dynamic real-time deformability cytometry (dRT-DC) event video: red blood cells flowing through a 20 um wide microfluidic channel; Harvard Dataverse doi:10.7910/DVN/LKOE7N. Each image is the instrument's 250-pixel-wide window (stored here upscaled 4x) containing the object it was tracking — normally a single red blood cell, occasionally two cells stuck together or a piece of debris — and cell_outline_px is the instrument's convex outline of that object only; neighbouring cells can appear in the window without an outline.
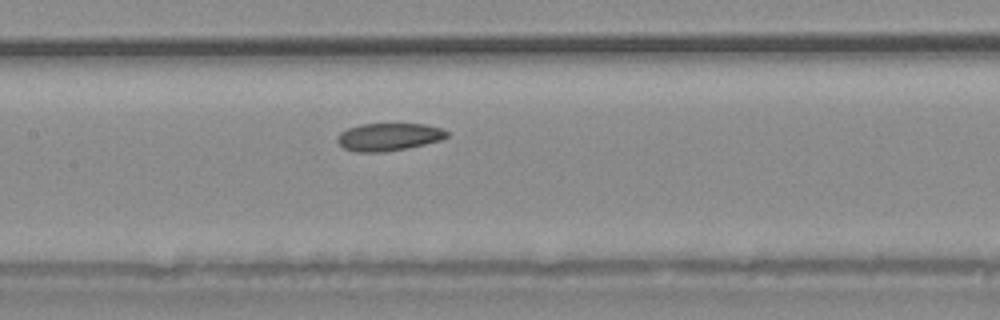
{"species": "common noctule bat (a hibernating species)", "species_latin": "Nyctalus noctula", "temperature_condition": "warm", "stored_images_in_passage": 36, "camera_frame_rate_fps": 3000, "um_per_image_px": 0.085, "animal": {"sex": "male", "body_mass_g": 20.4}, "frame": {"image": 1, "passage_image": 16, "time_ms": 5.0, "image_size_px": [1000, 320], "cell_outline_px": [[448, 136], [440, 140], [408, 148], [380, 152], [356, 152], [344, 148], [336, 140], [336, 136], [340, 132], [348, 128], [360, 124], [424, 124], [440, 128], [448, 132]], "centroid_in_image_um": [33.0, 11.63], "position_along_channel_um": 174.4, "area_um2": 17.57}}